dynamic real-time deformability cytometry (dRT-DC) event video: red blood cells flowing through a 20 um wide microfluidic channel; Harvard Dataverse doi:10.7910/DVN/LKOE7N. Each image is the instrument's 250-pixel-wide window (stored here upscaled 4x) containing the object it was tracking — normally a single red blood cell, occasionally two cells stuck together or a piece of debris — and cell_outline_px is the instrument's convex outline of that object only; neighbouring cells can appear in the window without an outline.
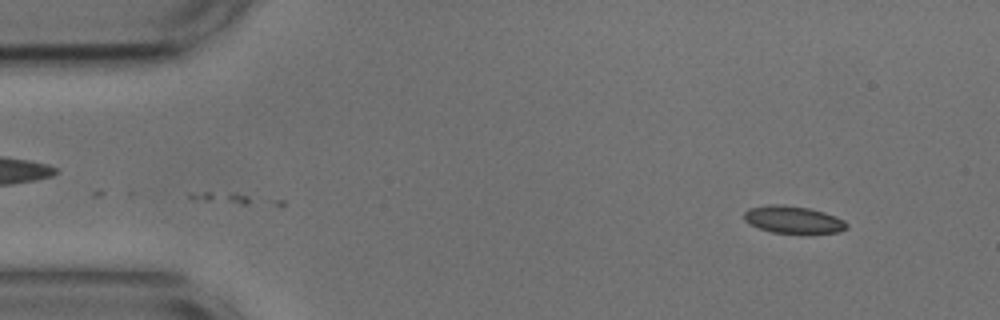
{"species": "common noctule bat (a hibernating species)", "species_latin": "Nyctalus noctula", "temperature_condition": "cold", "stored_images_in_passage": 49, "camera_frame_rate_fps": 3000, "um_per_image_px": 0.085, "animal": {"sex": "male", "body_mass_g": 17.9, "forearm_length_mm": 54.2}, "frame": {"image": 1, "passage_image": 1, "time_ms": 0.0, "image_size_px": [1000, 320], "cell_outline_px": [[848, 228], [840, 232], [808, 236], [804, 236], [772, 232], [748, 224], [744, 220], [744, 212], [748, 208], [772, 204], [780, 204], [808, 208], [824, 212], [836, 216], [844, 220], [848, 224]], "centroid_in_image_um": [67.47, 18.72], "position_along_channel_um": 17.5, "area_um2": 17.17}}
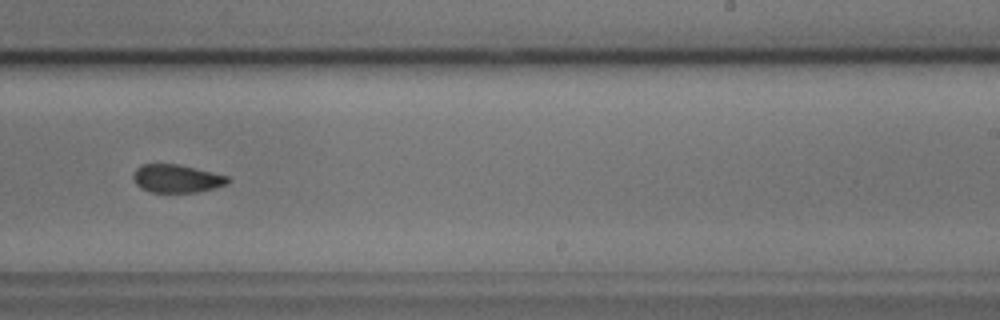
{"frame": {"image": 2, "passage_image": 29, "time_ms": 9.333, "image_size_px": [1000, 320], "cell_outline_px": [[232, 180], [228, 184], [196, 192], [152, 192], [140, 188], [136, 184], [132, 176], [132, 172], [140, 164], [176, 164], [228, 176]], "centroid_in_image_um": [14.98, 15.17], "position_along_channel_um": 274.0, "area_um2": 15.43}}
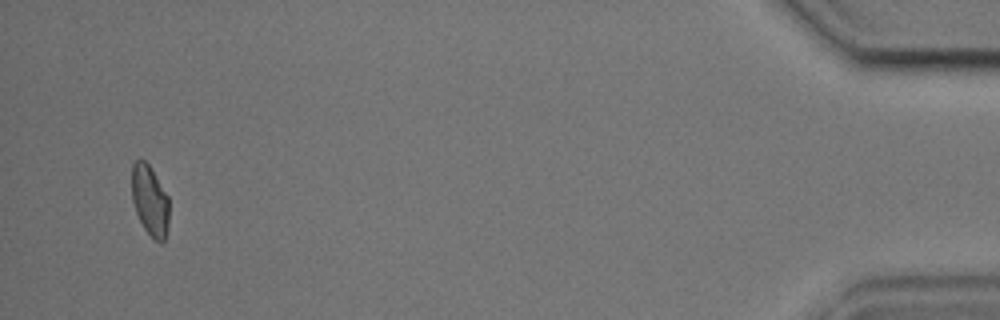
{"frame": {"image": 3, "passage_image": 48, "time_ms": 15.667, "image_size_px": [1000, 320], "cell_outline_px": [[168, 224], [164, 240], [160, 244], [144, 228], [136, 212], [132, 200], [132, 164], [136, 160], [144, 160], [148, 164], [168, 196]], "centroid_in_image_um": [12.73, 17.04], "position_along_channel_um": 422.5, "area_um2": 15.03}}